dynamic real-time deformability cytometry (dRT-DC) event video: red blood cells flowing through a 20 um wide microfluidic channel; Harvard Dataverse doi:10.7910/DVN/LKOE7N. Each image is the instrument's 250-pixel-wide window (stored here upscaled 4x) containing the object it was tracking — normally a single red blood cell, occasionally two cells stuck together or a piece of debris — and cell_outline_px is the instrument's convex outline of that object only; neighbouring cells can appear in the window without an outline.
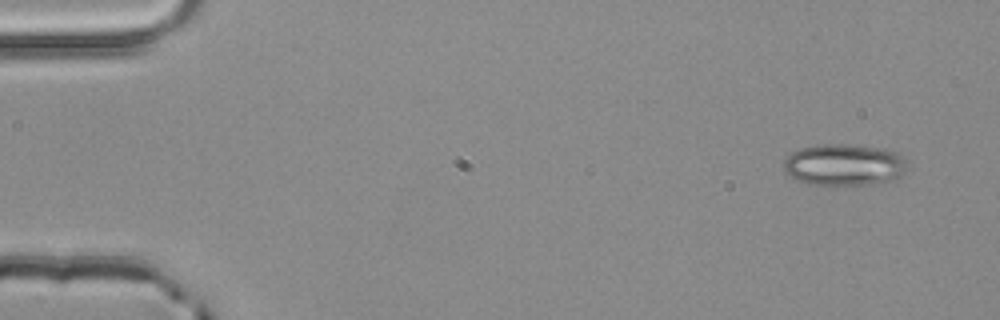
{"species": "common noctule bat (a hibernating species)", "species_latin": "Nyctalus noctula", "temperature_condition": "room temperature", "stored_images_in_passage": 3, "camera_frame_rate_fps": 3000, "um_per_image_px": 0.085, "animal": {"sex": "male", "body_mass_g": 20.4}, "frame": {"image": 1, "passage_image": 1, "time_ms": 0.0, "image_size_px": [1000, 320], "cell_outline_px": [[904, 172], [896, 180], [876, 184], [808, 184], [796, 180], [788, 176], [784, 172], [784, 160], [792, 152], [800, 148], [820, 144], [848, 144], [876, 148], [900, 152], [904, 156]], "centroid_in_image_um": [71.73, 14.01], "position_along_channel_um": 13.3, "area_um2": 30.06}}